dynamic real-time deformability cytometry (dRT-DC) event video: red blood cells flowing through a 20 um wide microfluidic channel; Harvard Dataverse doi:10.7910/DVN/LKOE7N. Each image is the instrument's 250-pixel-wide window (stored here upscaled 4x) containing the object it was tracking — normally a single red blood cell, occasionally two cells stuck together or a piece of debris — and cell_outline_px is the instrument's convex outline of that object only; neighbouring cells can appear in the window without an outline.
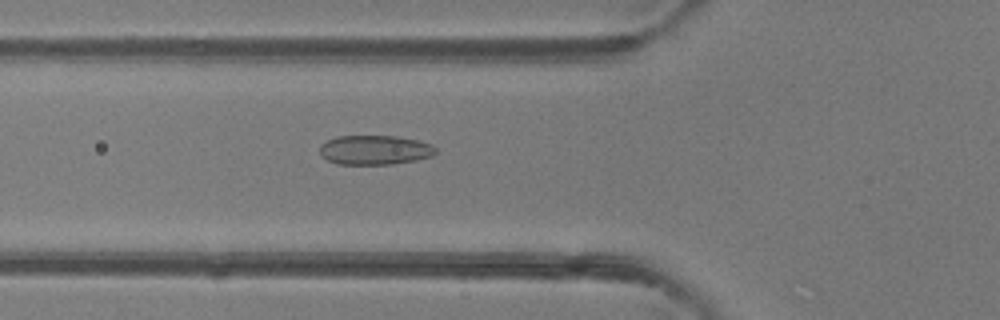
{"species": "common noctule bat (a hibernating species)", "species_latin": "Nyctalus noctula", "temperature_condition": "room temperature", "stored_images_in_passage": 47, "camera_frame_rate_fps": 3000, "um_per_image_px": 0.085, "animal": {"sex": "female"}, "frame": {"image": 1, "passage_image": 18, "time_ms": 5.667, "image_size_px": [1000, 320], "cell_outline_px": [[436, 152], [432, 156], [416, 160], [392, 164], [336, 164], [320, 156], [320, 144], [336, 136], [396, 136], [416, 140], [432, 144], [436, 148]], "centroid_in_image_um": [31.84, 12.75], "position_along_channel_um": 94.0, "area_um2": 19.94}}
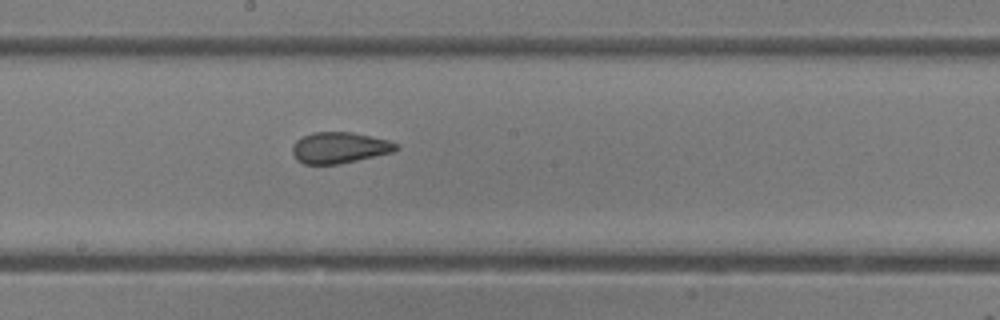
{"frame": {"image": 2, "passage_image": 27, "time_ms": 8.667, "image_size_px": [1000, 320], "cell_outline_px": [[400, 148], [392, 152], [340, 164], [304, 164], [296, 160], [292, 152], [292, 148], [296, 140], [312, 132], [352, 132], [388, 140], [400, 144]], "centroid_in_image_um": [28.86, 12.55], "position_along_channel_um": 219.3, "area_um2": 18.84}}
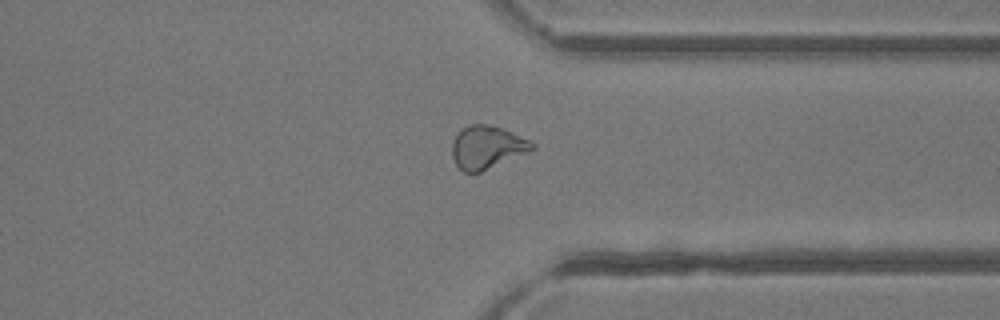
{"frame": {"image": 3, "passage_image": 38, "time_ms": 12.333, "image_size_px": [1000, 320], "cell_outline_px": [[536, 148], [480, 172], [464, 172], [456, 164], [452, 156], [452, 140], [468, 124], [488, 124], [504, 128], [532, 140], [536, 144]], "centroid_in_image_um": [41.42, 12.49], "position_along_channel_um": 370.0, "area_um2": 20.0}, "authors_computed_cell_mechanics": {"area_um2": 20.23, "velocity_mm_per_s": 4.1526, "shape_relaxation_time_tau1_ms": 9.1497, "shape_relaxation_time_tau2_ms": 1.3399, "deformation_change_tau1": 0.1652, "deformation_change_tau2": 0.0737}}